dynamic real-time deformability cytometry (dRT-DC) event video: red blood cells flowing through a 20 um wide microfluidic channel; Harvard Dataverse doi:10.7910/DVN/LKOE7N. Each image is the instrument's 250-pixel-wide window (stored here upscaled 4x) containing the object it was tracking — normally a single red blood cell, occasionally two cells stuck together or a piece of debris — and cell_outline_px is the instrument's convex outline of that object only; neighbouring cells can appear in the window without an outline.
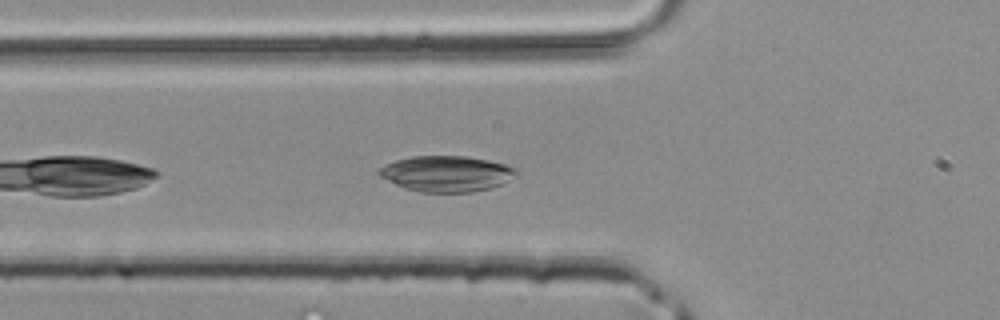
{"species": "common noctule bat (a hibernating species)", "species_latin": "Nyctalus noctula", "temperature_condition": "room temperature", "stored_images_in_passage": 27, "camera_frame_rate_fps": 3000, "um_per_image_px": 0.085, "animal": {"sex": "male", "body_mass_g": 20.4}, "frame": {"image": 1, "passage_image": 4, "time_ms": 1.0, "image_size_px": [1000, 320], "cell_outline_px": [[520, 172], [516, 176], [492, 188], [472, 192], [420, 192], [404, 188], [380, 176], [376, 172], [384, 164], [396, 160], [412, 156], [468, 156], [488, 160], [504, 164], [516, 168]], "centroid_in_image_um": [37.96, 14.76], "position_along_channel_um": 87.8, "area_um2": 28.73}}
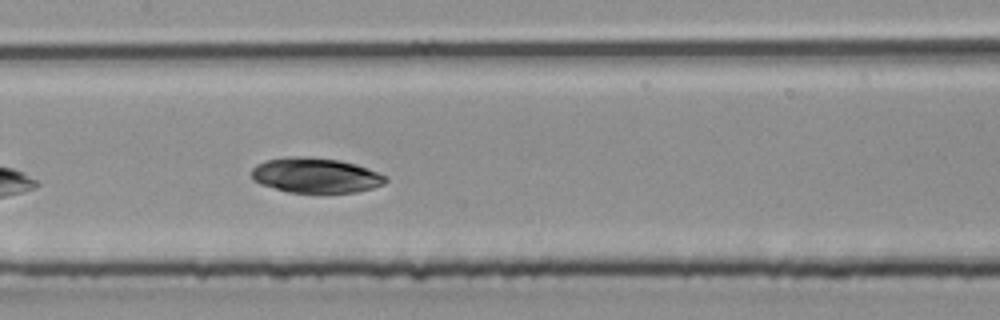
{"frame": {"image": 2, "passage_image": 10, "time_ms": 3.0, "image_size_px": [1000, 320], "cell_outline_px": [[388, 180], [384, 184], [372, 188], [356, 192], [288, 192], [260, 184], [252, 180], [252, 168], [256, 164], [264, 160], [288, 156], [304, 156], [340, 160], [356, 164], [368, 168], [388, 176]], "centroid_in_image_um": [26.82, 14.89], "position_along_channel_um": 180.6, "area_um2": 27.57}}
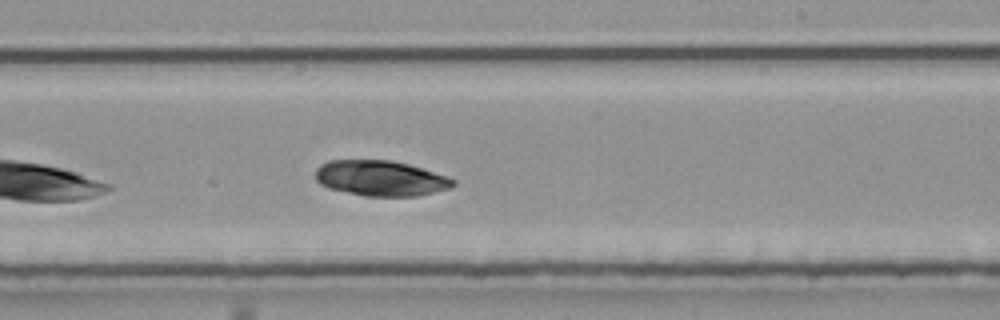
{"frame": {"image": 3, "passage_image": 15, "time_ms": 4.667, "image_size_px": [1000, 320], "cell_outline_px": [[456, 184], [448, 188], [416, 196], [364, 196], [328, 188], [320, 184], [316, 180], [316, 168], [320, 164], [328, 160], [392, 160], [408, 164], [456, 180]], "centroid_in_image_um": [32.29, 15.15], "position_along_channel_um": 256.7, "area_um2": 28.21}}